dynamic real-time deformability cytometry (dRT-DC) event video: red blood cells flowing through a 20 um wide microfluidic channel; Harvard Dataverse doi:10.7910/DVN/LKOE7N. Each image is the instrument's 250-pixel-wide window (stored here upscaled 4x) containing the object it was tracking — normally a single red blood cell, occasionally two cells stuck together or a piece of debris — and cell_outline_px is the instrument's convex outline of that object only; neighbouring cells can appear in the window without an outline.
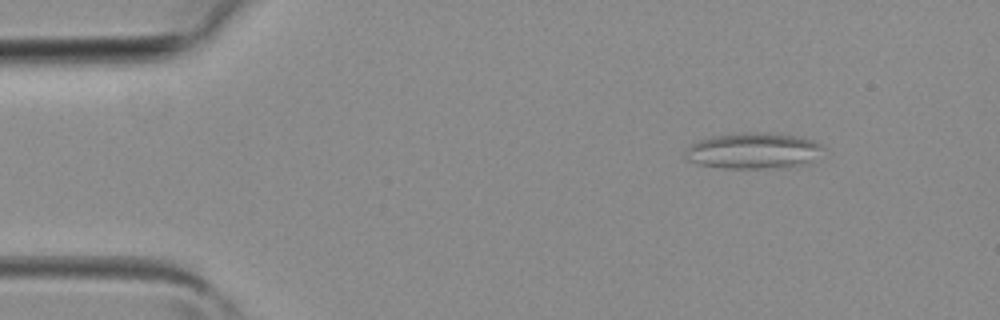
{"species": "common noctule bat (a hibernating species)", "species_latin": "Nyctalus noctula", "temperature_condition": "room temperature", "stored_images_in_passage": 4, "camera_frame_rate_fps": 3000, "um_per_image_px": 0.085, "animal": {"sex": "female", "body_mass_g": 19.3, "forearm_length_mm": 54.1}, "frame": {"image": 1, "passage_image": 1, "time_ms": 0.0, "image_size_px": [1000, 320], "cell_outline_px": [[828, 148], [808, 160], [800, 164], [788, 168], [728, 168], [700, 164], [688, 160], [684, 156], [684, 152], [688, 144], [712, 136], [744, 132], [764, 132], [792, 136], [812, 140]], "centroid_in_image_um": [63.98, 12.81], "position_along_channel_um": 21.0, "area_um2": 28.73}}